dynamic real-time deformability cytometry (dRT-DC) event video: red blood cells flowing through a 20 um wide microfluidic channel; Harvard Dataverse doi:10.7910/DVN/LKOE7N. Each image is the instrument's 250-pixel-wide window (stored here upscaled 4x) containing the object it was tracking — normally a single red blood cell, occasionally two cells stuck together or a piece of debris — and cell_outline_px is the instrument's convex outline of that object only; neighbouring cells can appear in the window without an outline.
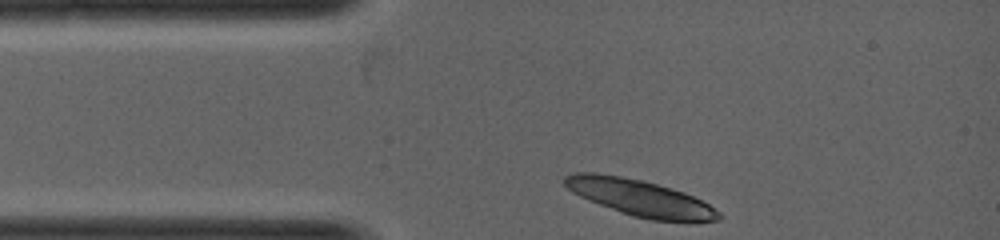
{"species": "common noctule bat (a hibernating species)", "species_latin": "Nyctalus noctula", "temperature_condition": "warm", "stored_images_in_passage": 3, "camera_frame_rate_fps": 5000, "um_per_image_px": 0.085, "animal": {"sex": "female", "body_mass_g": 19.0, "forearm_length_mm": 53.3}, "frame": {"image": 1, "passage_image": 1, "time_ms": 0.0, "image_size_px": [1000, 240], "cell_outline_px": [[724, 216], [720, 220], [692, 224], [652, 220], [632, 216], [588, 200], [572, 192], [564, 184], [564, 176], [572, 172], [596, 172], [644, 180], [672, 188], [684, 192], [708, 204], [720, 212]], "centroid_in_image_um": [54.47, 16.85], "position_along_channel_um": 30.5, "area_um2": 33.35}}